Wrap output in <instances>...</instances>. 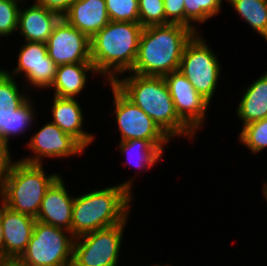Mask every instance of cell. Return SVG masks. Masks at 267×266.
Wrapping results in <instances>:
<instances>
[{
  "mask_svg": "<svg viewBox=\"0 0 267 266\" xmlns=\"http://www.w3.org/2000/svg\"><path fill=\"white\" fill-rule=\"evenodd\" d=\"M110 21L139 23L138 0H105Z\"/></svg>",
  "mask_w": 267,
  "mask_h": 266,
  "instance_id": "cell-27",
  "label": "cell"
},
{
  "mask_svg": "<svg viewBox=\"0 0 267 266\" xmlns=\"http://www.w3.org/2000/svg\"><path fill=\"white\" fill-rule=\"evenodd\" d=\"M65 266H76V265L72 262V263L67 264V265H65Z\"/></svg>",
  "mask_w": 267,
  "mask_h": 266,
  "instance_id": "cell-37",
  "label": "cell"
},
{
  "mask_svg": "<svg viewBox=\"0 0 267 266\" xmlns=\"http://www.w3.org/2000/svg\"><path fill=\"white\" fill-rule=\"evenodd\" d=\"M0 263H4V234L1 222V205H0Z\"/></svg>",
  "mask_w": 267,
  "mask_h": 266,
  "instance_id": "cell-33",
  "label": "cell"
},
{
  "mask_svg": "<svg viewBox=\"0 0 267 266\" xmlns=\"http://www.w3.org/2000/svg\"><path fill=\"white\" fill-rule=\"evenodd\" d=\"M60 18L58 13L35 2L19 10L17 31L25 41L46 43Z\"/></svg>",
  "mask_w": 267,
  "mask_h": 266,
  "instance_id": "cell-16",
  "label": "cell"
},
{
  "mask_svg": "<svg viewBox=\"0 0 267 266\" xmlns=\"http://www.w3.org/2000/svg\"><path fill=\"white\" fill-rule=\"evenodd\" d=\"M264 195V198H265V200L267 201V193H263Z\"/></svg>",
  "mask_w": 267,
  "mask_h": 266,
  "instance_id": "cell-38",
  "label": "cell"
},
{
  "mask_svg": "<svg viewBox=\"0 0 267 266\" xmlns=\"http://www.w3.org/2000/svg\"><path fill=\"white\" fill-rule=\"evenodd\" d=\"M179 118L195 133L204 124L210 102L178 70L163 76Z\"/></svg>",
  "mask_w": 267,
  "mask_h": 266,
  "instance_id": "cell-11",
  "label": "cell"
},
{
  "mask_svg": "<svg viewBox=\"0 0 267 266\" xmlns=\"http://www.w3.org/2000/svg\"><path fill=\"white\" fill-rule=\"evenodd\" d=\"M263 193H267V183L265 182L263 185Z\"/></svg>",
  "mask_w": 267,
  "mask_h": 266,
  "instance_id": "cell-35",
  "label": "cell"
},
{
  "mask_svg": "<svg viewBox=\"0 0 267 266\" xmlns=\"http://www.w3.org/2000/svg\"><path fill=\"white\" fill-rule=\"evenodd\" d=\"M0 266H17L15 263H0Z\"/></svg>",
  "mask_w": 267,
  "mask_h": 266,
  "instance_id": "cell-34",
  "label": "cell"
},
{
  "mask_svg": "<svg viewBox=\"0 0 267 266\" xmlns=\"http://www.w3.org/2000/svg\"><path fill=\"white\" fill-rule=\"evenodd\" d=\"M51 112L53 115V124H56L62 131L70 134L85 149L94 140L93 133L83 130V112L79 105V100L75 98H63L53 96Z\"/></svg>",
  "mask_w": 267,
  "mask_h": 266,
  "instance_id": "cell-17",
  "label": "cell"
},
{
  "mask_svg": "<svg viewBox=\"0 0 267 266\" xmlns=\"http://www.w3.org/2000/svg\"><path fill=\"white\" fill-rule=\"evenodd\" d=\"M75 0H37L36 2L61 17L69 10Z\"/></svg>",
  "mask_w": 267,
  "mask_h": 266,
  "instance_id": "cell-32",
  "label": "cell"
},
{
  "mask_svg": "<svg viewBox=\"0 0 267 266\" xmlns=\"http://www.w3.org/2000/svg\"><path fill=\"white\" fill-rule=\"evenodd\" d=\"M220 69L217 56L203 37L195 33L185 45L178 71L210 102L219 82Z\"/></svg>",
  "mask_w": 267,
  "mask_h": 266,
  "instance_id": "cell-7",
  "label": "cell"
},
{
  "mask_svg": "<svg viewBox=\"0 0 267 266\" xmlns=\"http://www.w3.org/2000/svg\"><path fill=\"white\" fill-rule=\"evenodd\" d=\"M166 24L177 23L184 25V0H163Z\"/></svg>",
  "mask_w": 267,
  "mask_h": 266,
  "instance_id": "cell-30",
  "label": "cell"
},
{
  "mask_svg": "<svg viewBox=\"0 0 267 266\" xmlns=\"http://www.w3.org/2000/svg\"><path fill=\"white\" fill-rule=\"evenodd\" d=\"M95 74L92 63H74L60 65L57 68L55 80L50 88H53L54 95L63 98H75L87 84V74Z\"/></svg>",
  "mask_w": 267,
  "mask_h": 266,
  "instance_id": "cell-19",
  "label": "cell"
},
{
  "mask_svg": "<svg viewBox=\"0 0 267 266\" xmlns=\"http://www.w3.org/2000/svg\"><path fill=\"white\" fill-rule=\"evenodd\" d=\"M245 89L236 111L243 126L267 117V72Z\"/></svg>",
  "mask_w": 267,
  "mask_h": 266,
  "instance_id": "cell-20",
  "label": "cell"
},
{
  "mask_svg": "<svg viewBox=\"0 0 267 266\" xmlns=\"http://www.w3.org/2000/svg\"><path fill=\"white\" fill-rule=\"evenodd\" d=\"M120 78V79H119ZM112 83L135 105L140 107L170 138L196 135L177 115L163 76L130 73Z\"/></svg>",
  "mask_w": 267,
  "mask_h": 266,
  "instance_id": "cell-2",
  "label": "cell"
},
{
  "mask_svg": "<svg viewBox=\"0 0 267 266\" xmlns=\"http://www.w3.org/2000/svg\"><path fill=\"white\" fill-rule=\"evenodd\" d=\"M126 223L76 237L72 262L76 266H117Z\"/></svg>",
  "mask_w": 267,
  "mask_h": 266,
  "instance_id": "cell-8",
  "label": "cell"
},
{
  "mask_svg": "<svg viewBox=\"0 0 267 266\" xmlns=\"http://www.w3.org/2000/svg\"><path fill=\"white\" fill-rule=\"evenodd\" d=\"M59 176L45 175L42 164L14 160L0 202L12 211L36 218L46 191Z\"/></svg>",
  "mask_w": 267,
  "mask_h": 266,
  "instance_id": "cell-5",
  "label": "cell"
},
{
  "mask_svg": "<svg viewBox=\"0 0 267 266\" xmlns=\"http://www.w3.org/2000/svg\"><path fill=\"white\" fill-rule=\"evenodd\" d=\"M139 23L143 27L166 24L163 0H138Z\"/></svg>",
  "mask_w": 267,
  "mask_h": 266,
  "instance_id": "cell-28",
  "label": "cell"
},
{
  "mask_svg": "<svg viewBox=\"0 0 267 266\" xmlns=\"http://www.w3.org/2000/svg\"><path fill=\"white\" fill-rule=\"evenodd\" d=\"M194 34L191 28L177 23L144 27L136 61L128 73L164 76L177 71L185 45Z\"/></svg>",
  "mask_w": 267,
  "mask_h": 266,
  "instance_id": "cell-1",
  "label": "cell"
},
{
  "mask_svg": "<svg viewBox=\"0 0 267 266\" xmlns=\"http://www.w3.org/2000/svg\"><path fill=\"white\" fill-rule=\"evenodd\" d=\"M74 240L75 237L71 232L36 220L26 251L15 264L17 266L70 264L73 261Z\"/></svg>",
  "mask_w": 267,
  "mask_h": 266,
  "instance_id": "cell-6",
  "label": "cell"
},
{
  "mask_svg": "<svg viewBox=\"0 0 267 266\" xmlns=\"http://www.w3.org/2000/svg\"><path fill=\"white\" fill-rule=\"evenodd\" d=\"M18 3L16 0H0V37H7L17 31L18 15L21 8Z\"/></svg>",
  "mask_w": 267,
  "mask_h": 266,
  "instance_id": "cell-29",
  "label": "cell"
},
{
  "mask_svg": "<svg viewBox=\"0 0 267 266\" xmlns=\"http://www.w3.org/2000/svg\"><path fill=\"white\" fill-rule=\"evenodd\" d=\"M152 266H170V265H160V264H156V265H152ZM172 266V265H171Z\"/></svg>",
  "mask_w": 267,
  "mask_h": 266,
  "instance_id": "cell-36",
  "label": "cell"
},
{
  "mask_svg": "<svg viewBox=\"0 0 267 266\" xmlns=\"http://www.w3.org/2000/svg\"><path fill=\"white\" fill-rule=\"evenodd\" d=\"M62 17L89 38L110 22L105 0H75Z\"/></svg>",
  "mask_w": 267,
  "mask_h": 266,
  "instance_id": "cell-18",
  "label": "cell"
},
{
  "mask_svg": "<svg viewBox=\"0 0 267 266\" xmlns=\"http://www.w3.org/2000/svg\"><path fill=\"white\" fill-rule=\"evenodd\" d=\"M115 118L120 141L145 139L151 144H167L171 138L146 114L130 101L112 82Z\"/></svg>",
  "mask_w": 267,
  "mask_h": 266,
  "instance_id": "cell-9",
  "label": "cell"
},
{
  "mask_svg": "<svg viewBox=\"0 0 267 266\" xmlns=\"http://www.w3.org/2000/svg\"><path fill=\"white\" fill-rule=\"evenodd\" d=\"M35 156L23 157L20 161L29 164H43L45 158H66L84 153V147L70 134L49 122L38 130L27 144Z\"/></svg>",
  "mask_w": 267,
  "mask_h": 266,
  "instance_id": "cell-12",
  "label": "cell"
},
{
  "mask_svg": "<svg viewBox=\"0 0 267 266\" xmlns=\"http://www.w3.org/2000/svg\"><path fill=\"white\" fill-rule=\"evenodd\" d=\"M239 142L254 154L267 147V117L242 126Z\"/></svg>",
  "mask_w": 267,
  "mask_h": 266,
  "instance_id": "cell-25",
  "label": "cell"
},
{
  "mask_svg": "<svg viewBox=\"0 0 267 266\" xmlns=\"http://www.w3.org/2000/svg\"><path fill=\"white\" fill-rule=\"evenodd\" d=\"M62 179L59 176L46 191L36 220L71 232L74 197Z\"/></svg>",
  "mask_w": 267,
  "mask_h": 266,
  "instance_id": "cell-15",
  "label": "cell"
},
{
  "mask_svg": "<svg viewBox=\"0 0 267 266\" xmlns=\"http://www.w3.org/2000/svg\"><path fill=\"white\" fill-rule=\"evenodd\" d=\"M4 263H15L26 251L36 218L10 210L1 203Z\"/></svg>",
  "mask_w": 267,
  "mask_h": 266,
  "instance_id": "cell-14",
  "label": "cell"
},
{
  "mask_svg": "<svg viewBox=\"0 0 267 266\" xmlns=\"http://www.w3.org/2000/svg\"><path fill=\"white\" fill-rule=\"evenodd\" d=\"M49 57L58 65L91 62L90 38L63 17L55 24L46 42Z\"/></svg>",
  "mask_w": 267,
  "mask_h": 266,
  "instance_id": "cell-10",
  "label": "cell"
},
{
  "mask_svg": "<svg viewBox=\"0 0 267 266\" xmlns=\"http://www.w3.org/2000/svg\"><path fill=\"white\" fill-rule=\"evenodd\" d=\"M249 26L267 41V0H227Z\"/></svg>",
  "mask_w": 267,
  "mask_h": 266,
  "instance_id": "cell-23",
  "label": "cell"
},
{
  "mask_svg": "<svg viewBox=\"0 0 267 266\" xmlns=\"http://www.w3.org/2000/svg\"><path fill=\"white\" fill-rule=\"evenodd\" d=\"M18 55V65L10 73L14 77L24 73L26 82L37 88H50L53 84L58 65L49 57L46 43L25 41Z\"/></svg>",
  "mask_w": 267,
  "mask_h": 266,
  "instance_id": "cell-13",
  "label": "cell"
},
{
  "mask_svg": "<svg viewBox=\"0 0 267 266\" xmlns=\"http://www.w3.org/2000/svg\"><path fill=\"white\" fill-rule=\"evenodd\" d=\"M165 145L167 144H151L145 139H134L120 141L118 148L122 154H127L126 164L131 163L133 167L143 170L152 168L161 160Z\"/></svg>",
  "mask_w": 267,
  "mask_h": 266,
  "instance_id": "cell-22",
  "label": "cell"
},
{
  "mask_svg": "<svg viewBox=\"0 0 267 266\" xmlns=\"http://www.w3.org/2000/svg\"><path fill=\"white\" fill-rule=\"evenodd\" d=\"M18 88L16 77L14 79L6 69L0 68V111L8 107L18 108L29 98Z\"/></svg>",
  "mask_w": 267,
  "mask_h": 266,
  "instance_id": "cell-26",
  "label": "cell"
},
{
  "mask_svg": "<svg viewBox=\"0 0 267 266\" xmlns=\"http://www.w3.org/2000/svg\"><path fill=\"white\" fill-rule=\"evenodd\" d=\"M9 145L0 140V195L4 189L5 181L8 178L12 166V156H10Z\"/></svg>",
  "mask_w": 267,
  "mask_h": 266,
  "instance_id": "cell-31",
  "label": "cell"
},
{
  "mask_svg": "<svg viewBox=\"0 0 267 266\" xmlns=\"http://www.w3.org/2000/svg\"><path fill=\"white\" fill-rule=\"evenodd\" d=\"M30 97L18 108H6L0 111V140L9 145L11 136L25 134L29 130L35 115Z\"/></svg>",
  "mask_w": 267,
  "mask_h": 266,
  "instance_id": "cell-21",
  "label": "cell"
},
{
  "mask_svg": "<svg viewBox=\"0 0 267 266\" xmlns=\"http://www.w3.org/2000/svg\"><path fill=\"white\" fill-rule=\"evenodd\" d=\"M184 25L199 33L194 24L203 23L218 15L222 0H184Z\"/></svg>",
  "mask_w": 267,
  "mask_h": 266,
  "instance_id": "cell-24",
  "label": "cell"
},
{
  "mask_svg": "<svg viewBox=\"0 0 267 266\" xmlns=\"http://www.w3.org/2000/svg\"><path fill=\"white\" fill-rule=\"evenodd\" d=\"M143 28L140 23L110 21L91 37V62L96 74L113 82L118 74L129 72L137 58Z\"/></svg>",
  "mask_w": 267,
  "mask_h": 266,
  "instance_id": "cell-4",
  "label": "cell"
},
{
  "mask_svg": "<svg viewBox=\"0 0 267 266\" xmlns=\"http://www.w3.org/2000/svg\"><path fill=\"white\" fill-rule=\"evenodd\" d=\"M133 179L74 197L71 233L78 236L128 220Z\"/></svg>",
  "mask_w": 267,
  "mask_h": 266,
  "instance_id": "cell-3",
  "label": "cell"
}]
</instances>
